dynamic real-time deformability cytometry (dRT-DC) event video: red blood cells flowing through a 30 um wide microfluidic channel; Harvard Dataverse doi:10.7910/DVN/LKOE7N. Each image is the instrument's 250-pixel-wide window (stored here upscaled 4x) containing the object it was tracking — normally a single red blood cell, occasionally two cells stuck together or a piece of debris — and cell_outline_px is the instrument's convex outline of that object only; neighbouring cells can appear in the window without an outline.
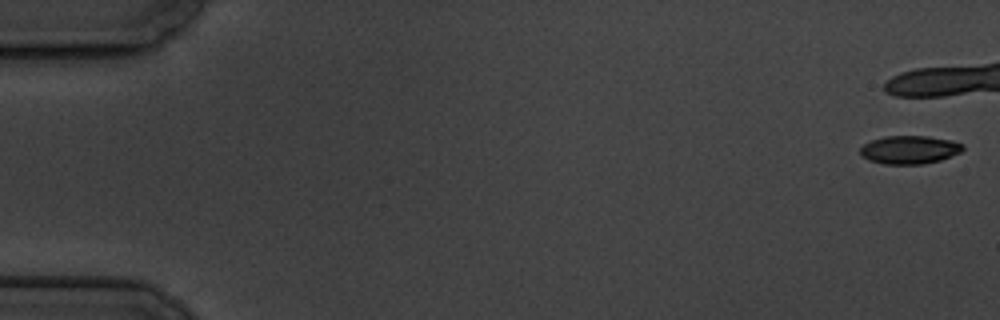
{"species": "common noctule bat (a hibernating species)", "species_latin": "Nyctalus noctula", "temperature_condition": "cold", "stored_images_in_passage": 15, "camera_frame_rate_fps": 3000, "um_per_image_px": 0.085, "animal": {"sex": "male", "body_mass_g": 19.5, "forearm_length_mm": 54.6}, "frame": {"image": 1, "passage_image": 1, "time_ms": 0.0, "image_size_px": [1000, 320], "cell_outline_px": [[964, 148], [960, 152], [940, 160], [920, 164], [884, 164], [868, 160], [860, 156], [860, 148], [864, 144], [872, 140], [884, 136], [928, 136], [952, 140], [964, 144]], "centroid_in_image_um": [77.29, 12.72], "position_along_channel_um": 7.7, "area_um2": 16.94}}